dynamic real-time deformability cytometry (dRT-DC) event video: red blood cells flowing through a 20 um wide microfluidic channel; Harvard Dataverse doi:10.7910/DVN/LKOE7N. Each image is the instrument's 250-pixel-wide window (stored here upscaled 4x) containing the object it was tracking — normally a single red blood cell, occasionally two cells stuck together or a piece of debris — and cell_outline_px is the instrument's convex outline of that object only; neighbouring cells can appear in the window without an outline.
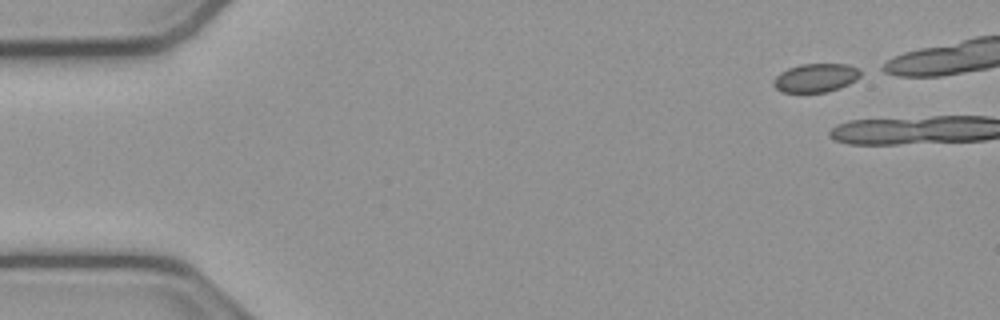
{"species": "common noctule bat (a hibernating species)", "species_latin": "Nyctalus noctula", "temperature_condition": "cold", "stored_images_in_passage": 3, "camera_frame_rate_fps": 3000, "um_per_image_px": 0.085, "animal": {"sex": "male", "body_mass_g": 23.1, "forearm_length_mm": 52.7}, "frame": {"image": 1, "passage_image": 1, "time_ms": 0.0, "image_size_px": [1000, 320], "cell_outline_px": [[860, 76], [856, 80], [840, 88], [828, 92], [780, 92], [772, 84], [772, 80], [780, 72], [788, 68], [800, 64], [848, 64], [860, 68]], "centroid_in_image_um": [69.33, 6.61], "position_along_channel_um": 15.7, "area_um2": 14.68}}